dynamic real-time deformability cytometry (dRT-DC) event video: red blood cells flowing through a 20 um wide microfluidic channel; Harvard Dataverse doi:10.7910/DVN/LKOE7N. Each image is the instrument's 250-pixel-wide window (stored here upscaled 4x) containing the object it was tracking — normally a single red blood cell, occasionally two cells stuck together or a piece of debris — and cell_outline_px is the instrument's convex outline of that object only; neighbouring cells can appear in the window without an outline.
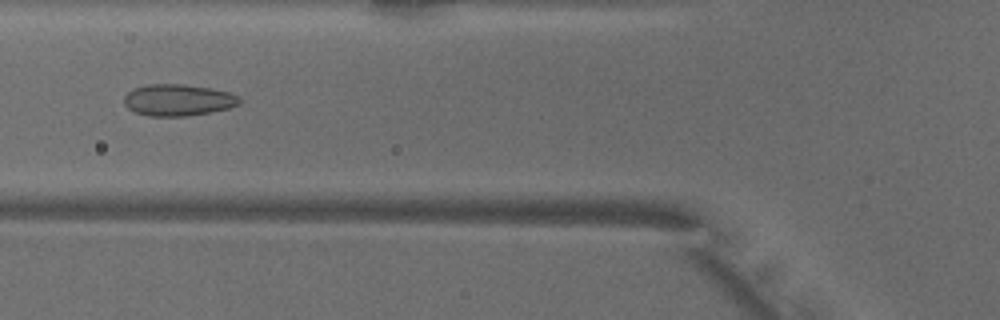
{"species": "common noctule bat (a hibernating species)", "species_latin": "Nyctalus noctula", "temperature_condition": "warm", "stored_images_in_passage": 48, "camera_frame_rate_fps": 3000, "um_per_image_px": 0.085, "animal": {"sex": "male", "body_mass_g": 18.8}, "frame": {"image": 1, "passage_image": 17, "time_ms": 5.333, "image_size_px": [1000, 320], "cell_outline_px": [[240, 104], [228, 108], [212, 112], [184, 116], [148, 116], [136, 112], [128, 108], [124, 104], [124, 96], [128, 92], [136, 88], [148, 84], [184, 84], [208, 88], [228, 92], [236, 96], [240, 100]], "centroid_in_image_um": [15.11, 8.51], "position_along_channel_um": 110.7, "area_um2": 21.04}}
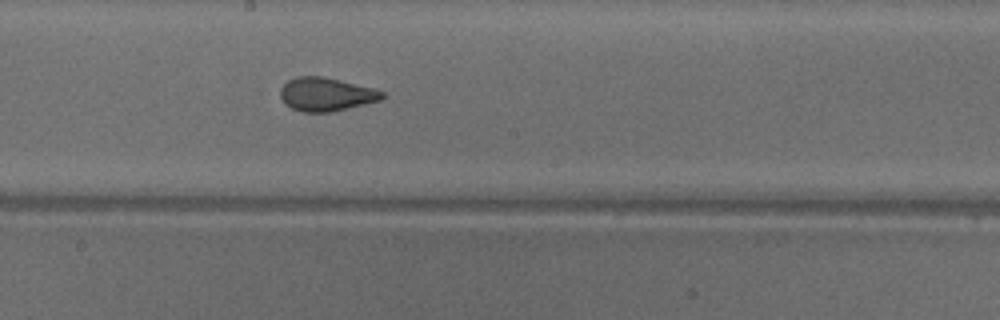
{"frame": {"image": 2, "passage_image": 25, "time_ms": 8.0, "image_size_px": [1000, 320], "cell_outline_px": [[388, 96], [380, 100], [328, 112], [304, 112], [292, 108], [284, 104], [280, 96], [280, 88], [288, 80], [296, 76], [324, 76], [372, 88], [384, 92]], "centroid_in_image_um": [27.69, 8.0], "position_along_channel_um": 220.5, "area_um2": 19.77}}
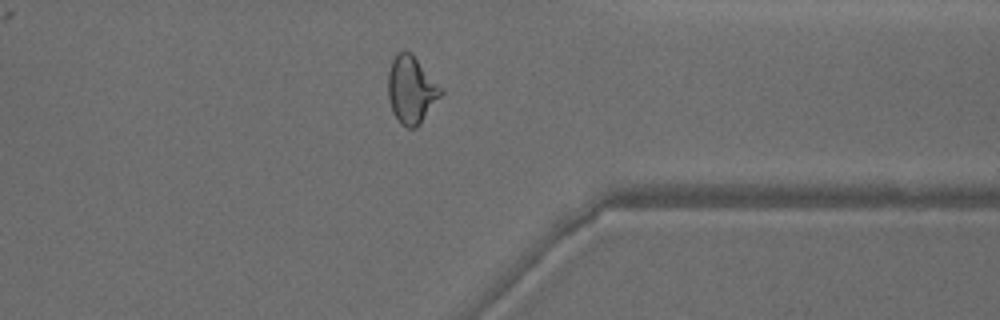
{"frame": {"image": 3, "passage_image": 37, "time_ms": 12.0, "image_size_px": [1000, 320], "cell_outline_px": [[444, 92], [420, 124], [416, 128], [404, 128], [400, 124], [392, 112], [388, 96], [388, 72], [392, 60], [396, 52], [412, 52], [444, 88]], "centroid_in_image_um": [34.98, 7.63], "position_along_channel_um": 376.4, "area_um2": 21.21}, "authors_computed_cell_mechanics": {"area_um2": 21.3571, "velocity_mm_per_s": 4.1091, "shape_relaxation_time_tau1_ms": 7.9663, "shape_relaxation_time_tau2_ms": 0.946, "deformation_change_tau1": 0.1934, "deformation_change_tau2": 0.0825}}